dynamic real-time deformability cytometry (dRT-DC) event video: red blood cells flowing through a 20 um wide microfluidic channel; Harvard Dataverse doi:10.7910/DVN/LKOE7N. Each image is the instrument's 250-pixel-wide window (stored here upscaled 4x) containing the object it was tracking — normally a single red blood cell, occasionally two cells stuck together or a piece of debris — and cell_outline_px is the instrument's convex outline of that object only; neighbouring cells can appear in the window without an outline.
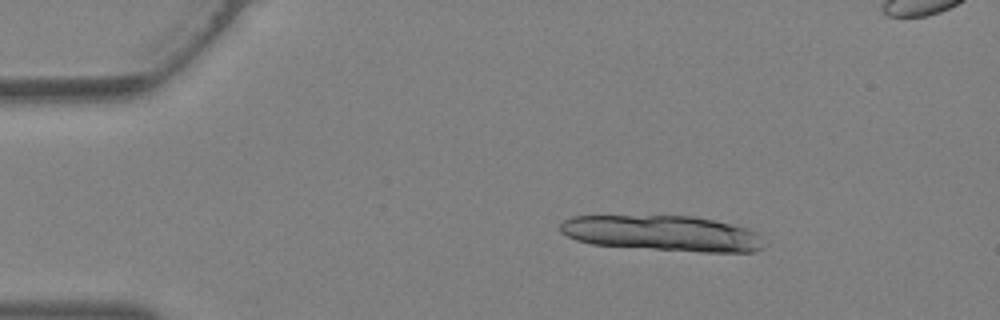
{"species": "Egyptian fruit bat (a non-hibernating species)", "species_latin": "Rousettus aegyptiacus", "temperature_condition": "warm", "stored_images_in_passage": 4, "camera_frame_rate_fps": 3000, "um_per_image_px": 0.085, "animal": {"sex": "female"}, "frame": {"image": 1, "passage_image": 3, "time_ms": 0.667, "image_size_px": [1000, 320], "cell_outline_px": [[388, 300], [376, 300], [304, 236], [292, 220], [304, 220], [324, 232], [380, 280]], "centroid_in_image_um": [29.15, 22.08], "position_along_channel_um": 55.8, "area_um2": 13.12}}